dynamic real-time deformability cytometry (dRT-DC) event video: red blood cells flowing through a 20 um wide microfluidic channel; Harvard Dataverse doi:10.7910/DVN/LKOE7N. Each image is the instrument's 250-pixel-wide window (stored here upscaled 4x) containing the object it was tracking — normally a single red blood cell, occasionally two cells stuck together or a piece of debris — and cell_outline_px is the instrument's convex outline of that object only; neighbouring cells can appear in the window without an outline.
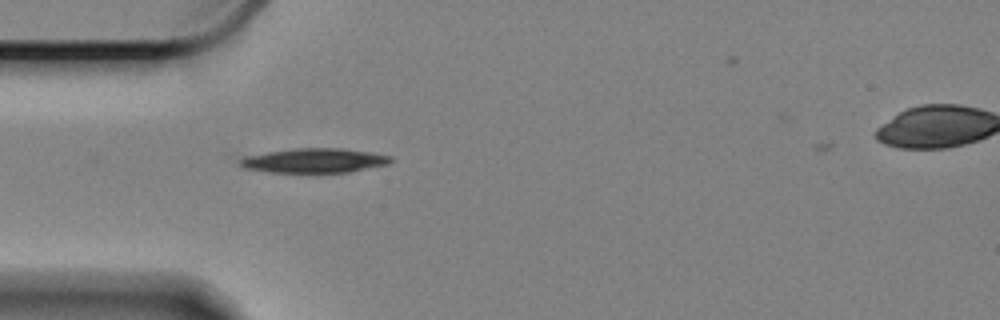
{"species": "Egyptian fruit bat (a non-hibernating species)", "species_latin": "Rousettus aegyptiacus", "temperature_condition": "cold", "stored_images_in_passage": 40, "camera_frame_rate_fps": 3000, "um_per_image_px": 0.085, "animal": {"sex": "female"}, "frame": {"image": 1, "passage_image": 1, "time_ms": 0.0, "image_size_px": [1000, 320], "cell_outline_px": [[392, 160], [388, 164], [348, 172], [272, 172], [244, 168], [236, 160], [240, 156], [296, 148], [340, 148], [372, 152], [392, 156]], "centroid_in_image_um": [26.68, 13.64], "position_along_channel_um": 58.3, "area_um2": 21.5}}
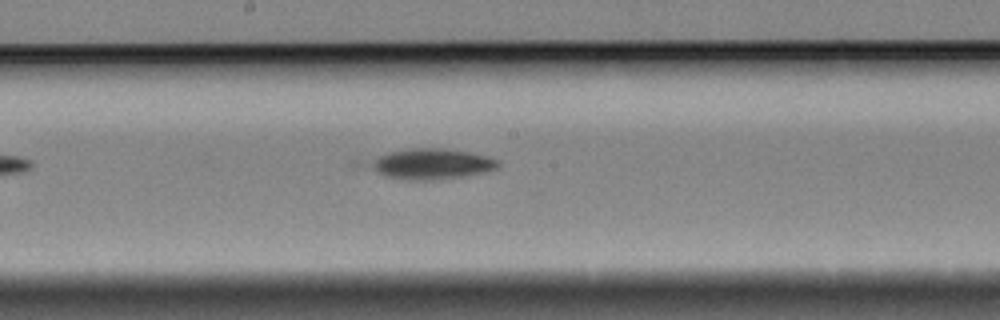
{"frame": {"image": 2, "passage_image": 15, "time_ms": 4.667, "image_size_px": [1000, 320], "cell_outline_px": [[500, 164], [496, 168], [480, 172], [460, 176], [428, 180], [412, 180], [388, 176], [380, 172], [372, 164], [380, 156], [388, 152], [412, 148], [444, 148], [468, 152], [488, 156], [500, 160]], "centroid_in_image_um": [36.78, 13.91], "position_along_channel_um": 211.4, "area_um2": 21.85}}
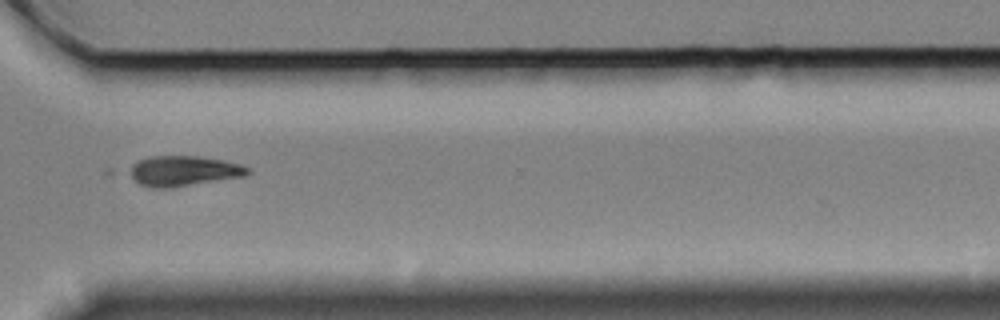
{"frame": {"image": 3, "passage_image": 28, "time_ms": 9.0, "image_size_px": [1000, 320], "cell_outline_px": [[252, 172], [244, 176], [168, 188], [156, 188], [140, 184], [132, 176], [132, 164], [148, 156], [196, 156], [224, 160], [240, 164], [248, 168]], "centroid_in_image_um": [15.64, 14.52], "position_along_channel_um": 355.0, "area_um2": 20.4}}